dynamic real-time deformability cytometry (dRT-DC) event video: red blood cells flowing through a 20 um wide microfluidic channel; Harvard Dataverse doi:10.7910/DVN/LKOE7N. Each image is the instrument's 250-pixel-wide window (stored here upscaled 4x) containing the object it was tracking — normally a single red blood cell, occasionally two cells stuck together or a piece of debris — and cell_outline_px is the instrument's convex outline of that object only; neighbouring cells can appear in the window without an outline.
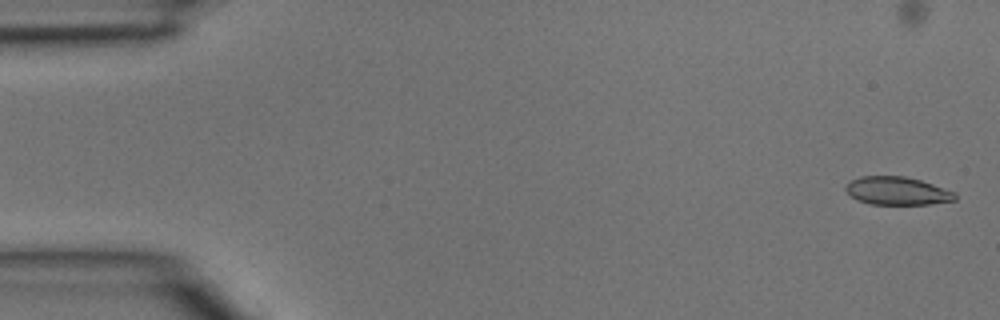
{"species": "common noctule bat (a hibernating species)", "species_latin": "Nyctalus noctula", "temperature_condition": "room temperature", "stored_images_in_passage": 5, "segment_of_instrument_passage": [1, 2], "camera_frame_rate_fps": 3000, "um_per_image_px": 0.085, "animal": {"sex": "male", "body_mass_g": 15.6}, "frame": {"image": 1, "passage_image": 1, "time_ms": 0.0, "image_size_px": [1000, 320], "cell_outline_px": [[956, 200], [932, 204], [872, 204], [856, 200], [844, 188], [852, 180], [860, 176], [904, 176], [920, 180], [956, 192]], "centroid_in_image_um": [76.28, 16.23], "position_along_channel_um": 8.7, "area_um2": 17.8}}